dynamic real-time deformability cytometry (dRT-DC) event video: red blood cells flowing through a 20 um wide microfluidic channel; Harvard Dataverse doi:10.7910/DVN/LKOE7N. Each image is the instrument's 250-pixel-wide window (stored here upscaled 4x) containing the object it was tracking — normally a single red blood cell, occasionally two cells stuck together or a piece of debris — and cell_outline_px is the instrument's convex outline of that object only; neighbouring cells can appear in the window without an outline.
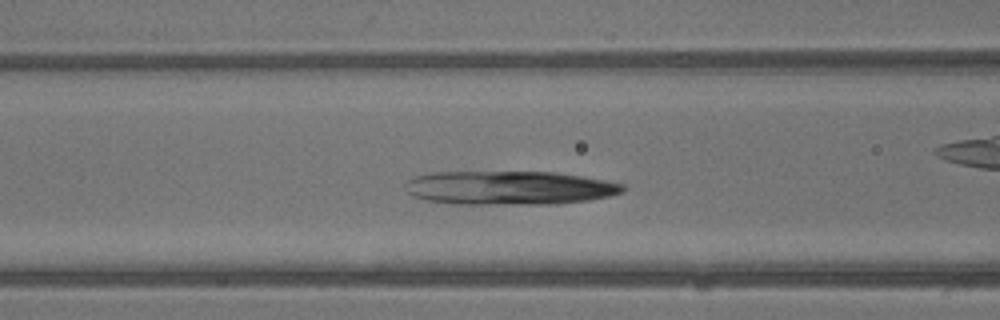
{"species": "common noctule bat (a hibernating species)", "species_latin": "Nyctalus noctula", "temperature_condition": "warm", "stored_images_in_passage": 34, "camera_frame_rate_fps": 3000, "um_per_image_px": 0.085, "animal": {"sex": "male", "body_mass_g": 13.3}, "frame": {"image": 1, "passage_image": 12, "time_ms": 3.667, "image_size_px": [1000, 320], "cell_outline_px": [[624, 192], [608, 196], [588, 200], [556, 204], [452, 204], [428, 200], [412, 196], [408, 192], [404, 184], [412, 176], [432, 172], [556, 172], [604, 180], [624, 184]], "centroid_in_image_um": [43.26, 15.97], "position_along_channel_um": 123.3, "area_um2": 43.0}}
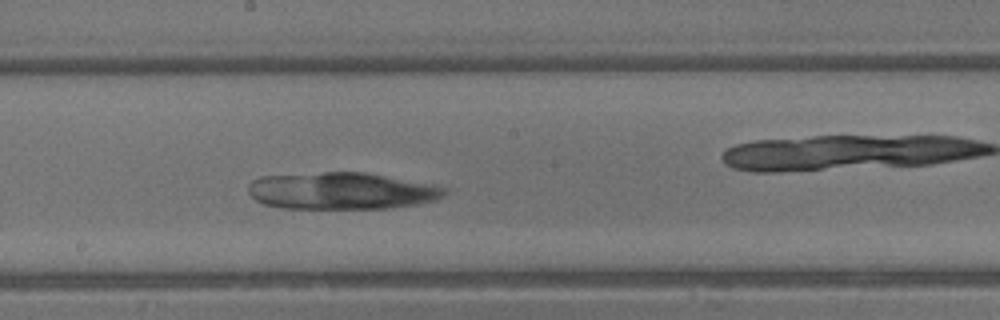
{"frame": {"image": 2, "passage_image": 18, "time_ms": 5.667, "image_size_px": [1000, 320], "cell_outline_px": [[448, 192], [444, 196], [436, 200], [416, 204], [388, 208], [280, 208], [264, 204], [256, 200], [248, 192], [248, 184], [252, 180], [260, 176], [324, 172], [364, 172], [448, 188]], "centroid_in_image_um": [28.98, 16.22], "position_along_channel_um": 219.2, "area_um2": 42.08}}
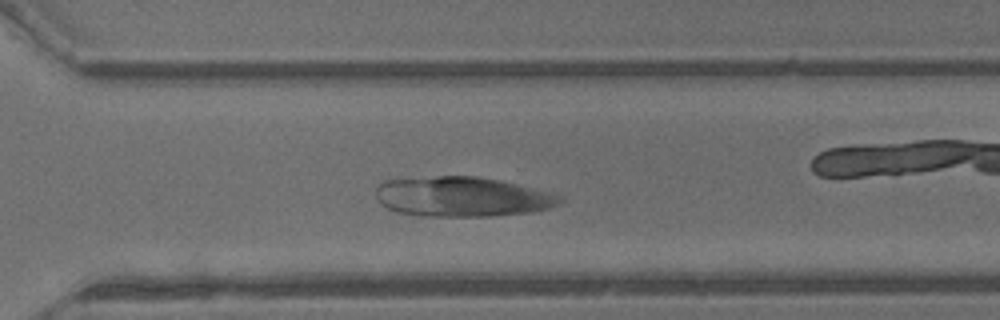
{"frame": {"image": 3, "passage_image": 25, "time_ms": 8.0, "image_size_px": [1000, 320], "cell_outline_px": [[564, 200], [560, 204], [548, 208], [532, 212], [496, 216], [432, 216], [396, 212], [380, 204], [376, 200], [376, 188], [384, 180], [436, 176], [476, 176], [500, 180], [556, 192], [564, 196]], "centroid_in_image_um": [39.35, 16.72], "position_along_channel_um": 331.2, "area_um2": 43.35}}